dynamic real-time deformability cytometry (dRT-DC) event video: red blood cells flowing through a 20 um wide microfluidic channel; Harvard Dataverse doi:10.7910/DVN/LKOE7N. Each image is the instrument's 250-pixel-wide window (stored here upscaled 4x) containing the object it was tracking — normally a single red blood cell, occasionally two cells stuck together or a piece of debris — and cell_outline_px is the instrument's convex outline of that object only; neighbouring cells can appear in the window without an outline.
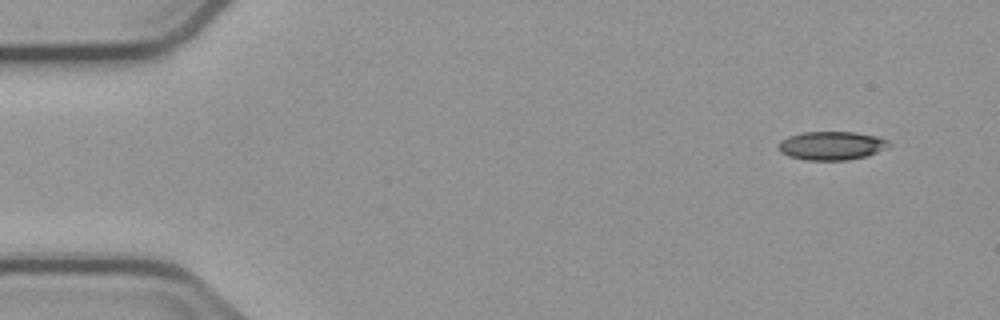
{"species": "common noctule bat (a hibernating species)", "species_latin": "Nyctalus noctula", "temperature_condition": "cold", "stored_images_in_passage": 6, "camera_frame_rate_fps": 3000, "um_per_image_px": 0.085, "animal": {"sex": "male", "body_mass_g": 23.1, "forearm_length_mm": 52.7}, "frame": {"image": 1, "passage_image": 1, "time_ms": 0.0, "image_size_px": [1000, 320], "cell_outline_px": [[888, 144], [884, 148], [868, 156], [848, 160], [804, 160], [788, 156], [780, 152], [776, 144], [780, 140], [788, 136], [804, 132], [856, 132], [876, 136], [888, 140]], "centroid_in_image_um": [70.61, 12.38], "position_along_channel_um": 14.4, "area_um2": 18.44}}
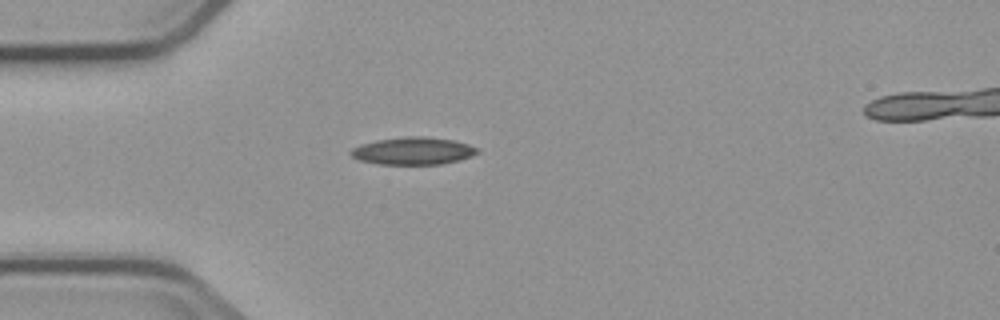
{"frame": {"image": 2, "passage_image": 4, "time_ms": 3.667, "image_size_px": [1000, 320], "cell_outline_px": [[480, 152], [472, 156], [460, 160], [440, 164], [380, 164], [360, 160], [352, 156], [348, 152], [352, 148], [360, 144], [376, 140], [408, 136], [424, 136], [452, 140], [468, 144], [476, 148]], "centroid_in_image_um": [35.1, 12.82], "position_along_channel_um": 49.9, "area_um2": 20.17}}